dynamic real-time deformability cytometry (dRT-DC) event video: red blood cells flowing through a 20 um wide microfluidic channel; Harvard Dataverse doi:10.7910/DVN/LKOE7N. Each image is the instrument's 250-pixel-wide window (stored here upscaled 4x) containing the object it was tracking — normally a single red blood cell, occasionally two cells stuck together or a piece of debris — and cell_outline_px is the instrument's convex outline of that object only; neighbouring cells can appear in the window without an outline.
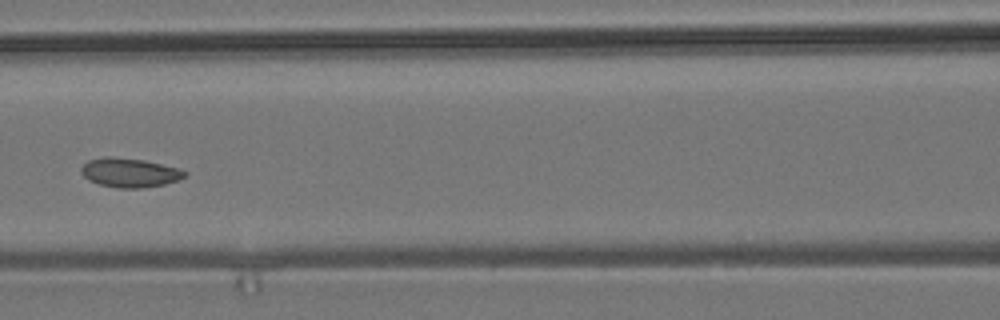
{"species": "common noctule bat (a hibernating species)", "species_latin": "Nyctalus noctula", "temperature_condition": "room temperature", "stored_images_in_passage": 6, "camera_frame_rate_fps": 3000, "um_per_image_px": 0.085, "animal": {"sex": "male", "body_mass_g": 19.2, "forearm_length_mm": 51.8}, "frame": {"image": 1, "passage_image": 5, "time_ms": 4.667, "image_size_px": [1000, 320], "cell_outline_px": [[188, 176], [180, 180], [164, 184], [140, 188], [120, 188], [100, 184], [88, 180], [80, 172], [80, 168], [88, 160], [104, 156], [112, 156], [144, 160], [180, 168], [188, 172]], "centroid_in_image_um": [11.05, 14.66], "position_along_channel_um": 155.6, "area_um2": 17.8}}
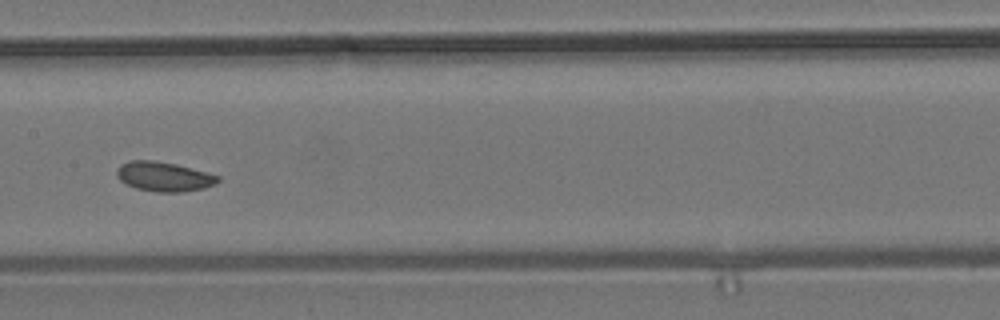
{"frame": {"image": 2, "passage_image": 6, "time_ms": 5.667, "image_size_px": [1000, 320], "cell_outline_px": [[220, 180], [216, 184], [204, 188], [180, 192], [156, 192], [136, 188], [120, 180], [116, 176], [116, 172], [120, 164], [132, 160], [152, 160], [176, 164], [208, 172], [220, 176]], "centroid_in_image_um": [13.95, 15.0], "position_along_channel_um": 193.4, "area_um2": 17.46}}